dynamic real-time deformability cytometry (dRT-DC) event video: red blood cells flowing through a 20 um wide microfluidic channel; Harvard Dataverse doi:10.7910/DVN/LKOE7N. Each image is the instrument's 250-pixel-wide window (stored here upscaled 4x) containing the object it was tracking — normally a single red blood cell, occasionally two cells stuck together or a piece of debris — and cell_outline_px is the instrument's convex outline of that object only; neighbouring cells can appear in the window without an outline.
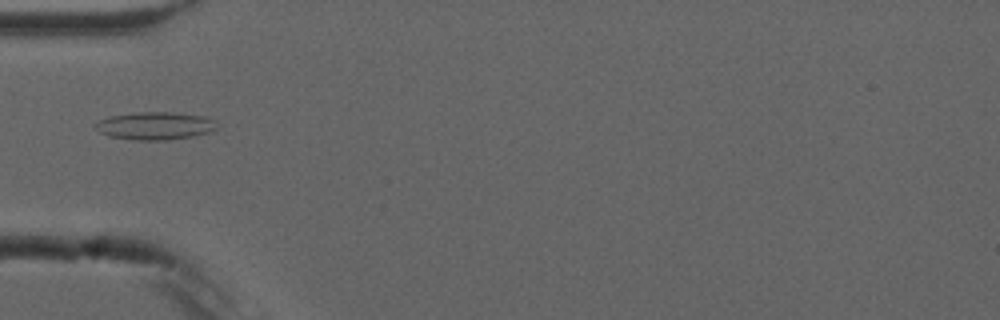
{"species": "common noctule bat (a hibernating species)", "species_latin": "Nyctalus noctula", "temperature_condition": "cold", "stored_images_in_passage": 5, "camera_frame_rate_fps": 3000, "um_per_image_px": 0.085, "animal": {"sex": "male", "forearm_length_mm": 52.5}, "frame": {"image": 1, "passage_image": 5, "time_ms": 4.667, "image_size_px": [1000, 320], "cell_outline_px": [[216, 128], [208, 132], [192, 136], [168, 140], [136, 140], [108, 136], [100, 132], [96, 128], [96, 124], [100, 120], [108, 116], [136, 112], [172, 112], [204, 116], [212, 120]], "centroid_in_image_um": [13.14, 10.69], "position_along_channel_um": 71.9, "area_um2": 19.42}}